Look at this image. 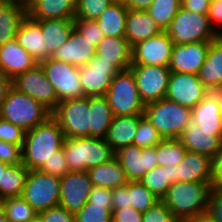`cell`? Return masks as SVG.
<instances>
[{
    "label": "cell",
    "instance_id": "obj_1",
    "mask_svg": "<svg viewBox=\"0 0 222 222\" xmlns=\"http://www.w3.org/2000/svg\"><path fill=\"white\" fill-rule=\"evenodd\" d=\"M211 182L172 183L162 202L171 210L178 222H187L207 213Z\"/></svg>",
    "mask_w": 222,
    "mask_h": 222
},
{
    "label": "cell",
    "instance_id": "obj_2",
    "mask_svg": "<svg viewBox=\"0 0 222 222\" xmlns=\"http://www.w3.org/2000/svg\"><path fill=\"white\" fill-rule=\"evenodd\" d=\"M65 135L58 122L50 116L45 122L26 131L22 145V164L39 170L45 160L63 147Z\"/></svg>",
    "mask_w": 222,
    "mask_h": 222
},
{
    "label": "cell",
    "instance_id": "obj_3",
    "mask_svg": "<svg viewBox=\"0 0 222 222\" xmlns=\"http://www.w3.org/2000/svg\"><path fill=\"white\" fill-rule=\"evenodd\" d=\"M63 151L70 171H87L115 157L105 139L93 137L65 138Z\"/></svg>",
    "mask_w": 222,
    "mask_h": 222
},
{
    "label": "cell",
    "instance_id": "obj_4",
    "mask_svg": "<svg viewBox=\"0 0 222 222\" xmlns=\"http://www.w3.org/2000/svg\"><path fill=\"white\" fill-rule=\"evenodd\" d=\"M51 113L42 103L11 86L2 104L0 117L26 132L45 122Z\"/></svg>",
    "mask_w": 222,
    "mask_h": 222
},
{
    "label": "cell",
    "instance_id": "obj_5",
    "mask_svg": "<svg viewBox=\"0 0 222 222\" xmlns=\"http://www.w3.org/2000/svg\"><path fill=\"white\" fill-rule=\"evenodd\" d=\"M143 114L163 139H178L192 121L190 108L177 104L166 97L146 104Z\"/></svg>",
    "mask_w": 222,
    "mask_h": 222
},
{
    "label": "cell",
    "instance_id": "obj_6",
    "mask_svg": "<svg viewBox=\"0 0 222 222\" xmlns=\"http://www.w3.org/2000/svg\"><path fill=\"white\" fill-rule=\"evenodd\" d=\"M165 32L174 44L211 42L219 36L212 28L208 14H198L182 7Z\"/></svg>",
    "mask_w": 222,
    "mask_h": 222
},
{
    "label": "cell",
    "instance_id": "obj_7",
    "mask_svg": "<svg viewBox=\"0 0 222 222\" xmlns=\"http://www.w3.org/2000/svg\"><path fill=\"white\" fill-rule=\"evenodd\" d=\"M114 116H132L144 113L134 75L130 69L119 71L111 80L106 93Z\"/></svg>",
    "mask_w": 222,
    "mask_h": 222
},
{
    "label": "cell",
    "instance_id": "obj_8",
    "mask_svg": "<svg viewBox=\"0 0 222 222\" xmlns=\"http://www.w3.org/2000/svg\"><path fill=\"white\" fill-rule=\"evenodd\" d=\"M21 196L38 214L56 207L60 199V178L39 170H29Z\"/></svg>",
    "mask_w": 222,
    "mask_h": 222
},
{
    "label": "cell",
    "instance_id": "obj_9",
    "mask_svg": "<svg viewBox=\"0 0 222 222\" xmlns=\"http://www.w3.org/2000/svg\"><path fill=\"white\" fill-rule=\"evenodd\" d=\"M51 116L60 125L65 138L89 137L88 96L59 102Z\"/></svg>",
    "mask_w": 222,
    "mask_h": 222
},
{
    "label": "cell",
    "instance_id": "obj_10",
    "mask_svg": "<svg viewBox=\"0 0 222 222\" xmlns=\"http://www.w3.org/2000/svg\"><path fill=\"white\" fill-rule=\"evenodd\" d=\"M39 64L53 85L59 102L85 96L78 66L52 58L43 60Z\"/></svg>",
    "mask_w": 222,
    "mask_h": 222
},
{
    "label": "cell",
    "instance_id": "obj_11",
    "mask_svg": "<svg viewBox=\"0 0 222 222\" xmlns=\"http://www.w3.org/2000/svg\"><path fill=\"white\" fill-rule=\"evenodd\" d=\"M141 101L146 105L166 97L171 70L165 66L131 65Z\"/></svg>",
    "mask_w": 222,
    "mask_h": 222
},
{
    "label": "cell",
    "instance_id": "obj_12",
    "mask_svg": "<svg viewBox=\"0 0 222 222\" xmlns=\"http://www.w3.org/2000/svg\"><path fill=\"white\" fill-rule=\"evenodd\" d=\"M12 86L42 103L51 112L59 103L54 87L40 64L18 75L12 80Z\"/></svg>",
    "mask_w": 222,
    "mask_h": 222
},
{
    "label": "cell",
    "instance_id": "obj_13",
    "mask_svg": "<svg viewBox=\"0 0 222 222\" xmlns=\"http://www.w3.org/2000/svg\"><path fill=\"white\" fill-rule=\"evenodd\" d=\"M92 187L87 171H69L60 178L59 206L75 215L87 203Z\"/></svg>",
    "mask_w": 222,
    "mask_h": 222
},
{
    "label": "cell",
    "instance_id": "obj_14",
    "mask_svg": "<svg viewBox=\"0 0 222 222\" xmlns=\"http://www.w3.org/2000/svg\"><path fill=\"white\" fill-rule=\"evenodd\" d=\"M198 75L171 71L166 98L192 109L208 93Z\"/></svg>",
    "mask_w": 222,
    "mask_h": 222
},
{
    "label": "cell",
    "instance_id": "obj_15",
    "mask_svg": "<svg viewBox=\"0 0 222 222\" xmlns=\"http://www.w3.org/2000/svg\"><path fill=\"white\" fill-rule=\"evenodd\" d=\"M173 45L166 32L140 42L132 47L131 65L169 67Z\"/></svg>",
    "mask_w": 222,
    "mask_h": 222
},
{
    "label": "cell",
    "instance_id": "obj_16",
    "mask_svg": "<svg viewBox=\"0 0 222 222\" xmlns=\"http://www.w3.org/2000/svg\"><path fill=\"white\" fill-rule=\"evenodd\" d=\"M82 91L85 96L106 95L111 80L119 70L109 62L100 60L96 55L79 67Z\"/></svg>",
    "mask_w": 222,
    "mask_h": 222
},
{
    "label": "cell",
    "instance_id": "obj_17",
    "mask_svg": "<svg viewBox=\"0 0 222 222\" xmlns=\"http://www.w3.org/2000/svg\"><path fill=\"white\" fill-rule=\"evenodd\" d=\"M128 181H140L144 174L158 166L156 146L140 148L128 145L115 152Z\"/></svg>",
    "mask_w": 222,
    "mask_h": 222
},
{
    "label": "cell",
    "instance_id": "obj_18",
    "mask_svg": "<svg viewBox=\"0 0 222 222\" xmlns=\"http://www.w3.org/2000/svg\"><path fill=\"white\" fill-rule=\"evenodd\" d=\"M209 45L210 42L174 44L169 69L198 75L207 57Z\"/></svg>",
    "mask_w": 222,
    "mask_h": 222
},
{
    "label": "cell",
    "instance_id": "obj_19",
    "mask_svg": "<svg viewBox=\"0 0 222 222\" xmlns=\"http://www.w3.org/2000/svg\"><path fill=\"white\" fill-rule=\"evenodd\" d=\"M187 151L212 158L222 145V131L202 130L191 121L178 138Z\"/></svg>",
    "mask_w": 222,
    "mask_h": 222
},
{
    "label": "cell",
    "instance_id": "obj_20",
    "mask_svg": "<svg viewBox=\"0 0 222 222\" xmlns=\"http://www.w3.org/2000/svg\"><path fill=\"white\" fill-rule=\"evenodd\" d=\"M96 48L74 28L68 40L51 55V58L80 67L88 64L96 55Z\"/></svg>",
    "mask_w": 222,
    "mask_h": 222
},
{
    "label": "cell",
    "instance_id": "obj_21",
    "mask_svg": "<svg viewBox=\"0 0 222 222\" xmlns=\"http://www.w3.org/2000/svg\"><path fill=\"white\" fill-rule=\"evenodd\" d=\"M38 64L15 40L0 46V71L11 81Z\"/></svg>",
    "mask_w": 222,
    "mask_h": 222
},
{
    "label": "cell",
    "instance_id": "obj_22",
    "mask_svg": "<svg viewBox=\"0 0 222 222\" xmlns=\"http://www.w3.org/2000/svg\"><path fill=\"white\" fill-rule=\"evenodd\" d=\"M14 40L24 48L37 63L51 58V54L44 44L40 24L28 14L22 20Z\"/></svg>",
    "mask_w": 222,
    "mask_h": 222
},
{
    "label": "cell",
    "instance_id": "obj_23",
    "mask_svg": "<svg viewBox=\"0 0 222 222\" xmlns=\"http://www.w3.org/2000/svg\"><path fill=\"white\" fill-rule=\"evenodd\" d=\"M178 181L211 182V158L187 151L183 160L175 165L174 183Z\"/></svg>",
    "mask_w": 222,
    "mask_h": 222
},
{
    "label": "cell",
    "instance_id": "obj_24",
    "mask_svg": "<svg viewBox=\"0 0 222 222\" xmlns=\"http://www.w3.org/2000/svg\"><path fill=\"white\" fill-rule=\"evenodd\" d=\"M162 32L155 20L146 11L128 9L125 20V38L131 48Z\"/></svg>",
    "mask_w": 222,
    "mask_h": 222
},
{
    "label": "cell",
    "instance_id": "obj_25",
    "mask_svg": "<svg viewBox=\"0 0 222 222\" xmlns=\"http://www.w3.org/2000/svg\"><path fill=\"white\" fill-rule=\"evenodd\" d=\"M27 14L34 20L74 19L76 0H30Z\"/></svg>",
    "mask_w": 222,
    "mask_h": 222
},
{
    "label": "cell",
    "instance_id": "obj_26",
    "mask_svg": "<svg viewBox=\"0 0 222 222\" xmlns=\"http://www.w3.org/2000/svg\"><path fill=\"white\" fill-rule=\"evenodd\" d=\"M26 16V3L17 0L0 2V46L15 39V34Z\"/></svg>",
    "mask_w": 222,
    "mask_h": 222
},
{
    "label": "cell",
    "instance_id": "obj_27",
    "mask_svg": "<svg viewBox=\"0 0 222 222\" xmlns=\"http://www.w3.org/2000/svg\"><path fill=\"white\" fill-rule=\"evenodd\" d=\"M131 51L132 48L125 37L105 36L96 48V56L111 63L119 71H124L131 66Z\"/></svg>",
    "mask_w": 222,
    "mask_h": 222
},
{
    "label": "cell",
    "instance_id": "obj_28",
    "mask_svg": "<svg viewBox=\"0 0 222 222\" xmlns=\"http://www.w3.org/2000/svg\"><path fill=\"white\" fill-rule=\"evenodd\" d=\"M191 117L202 130L222 131V109L213 91L191 109Z\"/></svg>",
    "mask_w": 222,
    "mask_h": 222
},
{
    "label": "cell",
    "instance_id": "obj_29",
    "mask_svg": "<svg viewBox=\"0 0 222 222\" xmlns=\"http://www.w3.org/2000/svg\"><path fill=\"white\" fill-rule=\"evenodd\" d=\"M198 76L210 91L222 86V35L210 42L207 57Z\"/></svg>",
    "mask_w": 222,
    "mask_h": 222
},
{
    "label": "cell",
    "instance_id": "obj_30",
    "mask_svg": "<svg viewBox=\"0 0 222 222\" xmlns=\"http://www.w3.org/2000/svg\"><path fill=\"white\" fill-rule=\"evenodd\" d=\"M143 116L144 114L113 117L105 140L115 152L133 144L139 120Z\"/></svg>",
    "mask_w": 222,
    "mask_h": 222
},
{
    "label": "cell",
    "instance_id": "obj_31",
    "mask_svg": "<svg viewBox=\"0 0 222 222\" xmlns=\"http://www.w3.org/2000/svg\"><path fill=\"white\" fill-rule=\"evenodd\" d=\"M88 106L90 112L89 137L105 139L114 117L106 96H88Z\"/></svg>",
    "mask_w": 222,
    "mask_h": 222
},
{
    "label": "cell",
    "instance_id": "obj_32",
    "mask_svg": "<svg viewBox=\"0 0 222 222\" xmlns=\"http://www.w3.org/2000/svg\"><path fill=\"white\" fill-rule=\"evenodd\" d=\"M87 172L93 186L114 190L129 182L116 156L104 164L88 169Z\"/></svg>",
    "mask_w": 222,
    "mask_h": 222
},
{
    "label": "cell",
    "instance_id": "obj_33",
    "mask_svg": "<svg viewBox=\"0 0 222 222\" xmlns=\"http://www.w3.org/2000/svg\"><path fill=\"white\" fill-rule=\"evenodd\" d=\"M41 27L44 44L52 55L69 38L75 28L74 19L36 20Z\"/></svg>",
    "mask_w": 222,
    "mask_h": 222
},
{
    "label": "cell",
    "instance_id": "obj_34",
    "mask_svg": "<svg viewBox=\"0 0 222 222\" xmlns=\"http://www.w3.org/2000/svg\"><path fill=\"white\" fill-rule=\"evenodd\" d=\"M128 8L123 1H115L97 19L100 29L107 37H125V20Z\"/></svg>",
    "mask_w": 222,
    "mask_h": 222
},
{
    "label": "cell",
    "instance_id": "obj_35",
    "mask_svg": "<svg viewBox=\"0 0 222 222\" xmlns=\"http://www.w3.org/2000/svg\"><path fill=\"white\" fill-rule=\"evenodd\" d=\"M174 166H156L146 172L140 180L160 200L165 196L167 190L174 183Z\"/></svg>",
    "mask_w": 222,
    "mask_h": 222
},
{
    "label": "cell",
    "instance_id": "obj_36",
    "mask_svg": "<svg viewBox=\"0 0 222 222\" xmlns=\"http://www.w3.org/2000/svg\"><path fill=\"white\" fill-rule=\"evenodd\" d=\"M29 169L23 165H8L3 171L0 198L21 196Z\"/></svg>",
    "mask_w": 222,
    "mask_h": 222
},
{
    "label": "cell",
    "instance_id": "obj_37",
    "mask_svg": "<svg viewBox=\"0 0 222 222\" xmlns=\"http://www.w3.org/2000/svg\"><path fill=\"white\" fill-rule=\"evenodd\" d=\"M7 222H29L38 212L22 196L7 197L1 200Z\"/></svg>",
    "mask_w": 222,
    "mask_h": 222
},
{
    "label": "cell",
    "instance_id": "obj_38",
    "mask_svg": "<svg viewBox=\"0 0 222 222\" xmlns=\"http://www.w3.org/2000/svg\"><path fill=\"white\" fill-rule=\"evenodd\" d=\"M187 149L179 139L165 138L156 145L158 166L178 165L184 158Z\"/></svg>",
    "mask_w": 222,
    "mask_h": 222
},
{
    "label": "cell",
    "instance_id": "obj_39",
    "mask_svg": "<svg viewBox=\"0 0 222 222\" xmlns=\"http://www.w3.org/2000/svg\"><path fill=\"white\" fill-rule=\"evenodd\" d=\"M181 7V0H153L146 12L165 32Z\"/></svg>",
    "mask_w": 222,
    "mask_h": 222
},
{
    "label": "cell",
    "instance_id": "obj_40",
    "mask_svg": "<svg viewBox=\"0 0 222 222\" xmlns=\"http://www.w3.org/2000/svg\"><path fill=\"white\" fill-rule=\"evenodd\" d=\"M128 199L129 206L141 213L160 200L141 181L128 182Z\"/></svg>",
    "mask_w": 222,
    "mask_h": 222
},
{
    "label": "cell",
    "instance_id": "obj_41",
    "mask_svg": "<svg viewBox=\"0 0 222 222\" xmlns=\"http://www.w3.org/2000/svg\"><path fill=\"white\" fill-rule=\"evenodd\" d=\"M162 140L163 137L158 133L156 128L145 116H143L139 120L133 145H136L142 149L155 147Z\"/></svg>",
    "mask_w": 222,
    "mask_h": 222
},
{
    "label": "cell",
    "instance_id": "obj_42",
    "mask_svg": "<svg viewBox=\"0 0 222 222\" xmlns=\"http://www.w3.org/2000/svg\"><path fill=\"white\" fill-rule=\"evenodd\" d=\"M75 222H112V206L87 203L74 215Z\"/></svg>",
    "mask_w": 222,
    "mask_h": 222
},
{
    "label": "cell",
    "instance_id": "obj_43",
    "mask_svg": "<svg viewBox=\"0 0 222 222\" xmlns=\"http://www.w3.org/2000/svg\"><path fill=\"white\" fill-rule=\"evenodd\" d=\"M116 0H76L74 19L97 20L104 10Z\"/></svg>",
    "mask_w": 222,
    "mask_h": 222
},
{
    "label": "cell",
    "instance_id": "obj_44",
    "mask_svg": "<svg viewBox=\"0 0 222 222\" xmlns=\"http://www.w3.org/2000/svg\"><path fill=\"white\" fill-rule=\"evenodd\" d=\"M74 23L75 29L81 34V36L88 39L90 43L96 47L105 37L97 20L74 19Z\"/></svg>",
    "mask_w": 222,
    "mask_h": 222
},
{
    "label": "cell",
    "instance_id": "obj_45",
    "mask_svg": "<svg viewBox=\"0 0 222 222\" xmlns=\"http://www.w3.org/2000/svg\"><path fill=\"white\" fill-rule=\"evenodd\" d=\"M39 171L57 176L59 178L67 174L70 170L67 165L63 147L54 152V155H52L48 160H45Z\"/></svg>",
    "mask_w": 222,
    "mask_h": 222
},
{
    "label": "cell",
    "instance_id": "obj_46",
    "mask_svg": "<svg viewBox=\"0 0 222 222\" xmlns=\"http://www.w3.org/2000/svg\"><path fill=\"white\" fill-rule=\"evenodd\" d=\"M142 222H178L171 210L159 200L143 213Z\"/></svg>",
    "mask_w": 222,
    "mask_h": 222
},
{
    "label": "cell",
    "instance_id": "obj_47",
    "mask_svg": "<svg viewBox=\"0 0 222 222\" xmlns=\"http://www.w3.org/2000/svg\"><path fill=\"white\" fill-rule=\"evenodd\" d=\"M25 131L20 127L0 117V140L22 146L25 139Z\"/></svg>",
    "mask_w": 222,
    "mask_h": 222
},
{
    "label": "cell",
    "instance_id": "obj_48",
    "mask_svg": "<svg viewBox=\"0 0 222 222\" xmlns=\"http://www.w3.org/2000/svg\"><path fill=\"white\" fill-rule=\"evenodd\" d=\"M0 161L9 165L22 164V146L0 140Z\"/></svg>",
    "mask_w": 222,
    "mask_h": 222
},
{
    "label": "cell",
    "instance_id": "obj_49",
    "mask_svg": "<svg viewBox=\"0 0 222 222\" xmlns=\"http://www.w3.org/2000/svg\"><path fill=\"white\" fill-rule=\"evenodd\" d=\"M39 215L44 222H75L74 215L59 205L42 211Z\"/></svg>",
    "mask_w": 222,
    "mask_h": 222
},
{
    "label": "cell",
    "instance_id": "obj_50",
    "mask_svg": "<svg viewBox=\"0 0 222 222\" xmlns=\"http://www.w3.org/2000/svg\"><path fill=\"white\" fill-rule=\"evenodd\" d=\"M207 214L217 222H222V188L211 189Z\"/></svg>",
    "mask_w": 222,
    "mask_h": 222
},
{
    "label": "cell",
    "instance_id": "obj_51",
    "mask_svg": "<svg viewBox=\"0 0 222 222\" xmlns=\"http://www.w3.org/2000/svg\"><path fill=\"white\" fill-rule=\"evenodd\" d=\"M88 202L98 206H112V190L93 186L89 194Z\"/></svg>",
    "mask_w": 222,
    "mask_h": 222
},
{
    "label": "cell",
    "instance_id": "obj_52",
    "mask_svg": "<svg viewBox=\"0 0 222 222\" xmlns=\"http://www.w3.org/2000/svg\"><path fill=\"white\" fill-rule=\"evenodd\" d=\"M143 213L132 206L116 209L112 212V222H142Z\"/></svg>",
    "mask_w": 222,
    "mask_h": 222
},
{
    "label": "cell",
    "instance_id": "obj_53",
    "mask_svg": "<svg viewBox=\"0 0 222 222\" xmlns=\"http://www.w3.org/2000/svg\"><path fill=\"white\" fill-rule=\"evenodd\" d=\"M211 187L222 188V145L211 158Z\"/></svg>",
    "mask_w": 222,
    "mask_h": 222
},
{
    "label": "cell",
    "instance_id": "obj_54",
    "mask_svg": "<svg viewBox=\"0 0 222 222\" xmlns=\"http://www.w3.org/2000/svg\"><path fill=\"white\" fill-rule=\"evenodd\" d=\"M129 206L128 183L112 190V212Z\"/></svg>",
    "mask_w": 222,
    "mask_h": 222
},
{
    "label": "cell",
    "instance_id": "obj_55",
    "mask_svg": "<svg viewBox=\"0 0 222 222\" xmlns=\"http://www.w3.org/2000/svg\"><path fill=\"white\" fill-rule=\"evenodd\" d=\"M208 17H209L212 28L219 35H222V31L221 30L219 31V29H217L216 26L214 25V24H220V26H221V24H222V0H211L210 1Z\"/></svg>",
    "mask_w": 222,
    "mask_h": 222
},
{
    "label": "cell",
    "instance_id": "obj_56",
    "mask_svg": "<svg viewBox=\"0 0 222 222\" xmlns=\"http://www.w3.org/2000/svg\"><path fill=\"white\" fill-rule=\"evenodd\" d=\"M211 0H181V7L198 13L208 14Z\"/></svg>",
    "mask_w": 222,
    "mask_h": 222
},
{
    "label": "cell",
    "instance_id": "obj_57",
    "mask_svg": "<svg viewBox=\"0 0 222 222\" xmlns=\"http://www.w3.org/2000/svg\"><path fill=\"white\" fill-rule=\"evenodd\" d=\"M153 0H123L124 5L131 10L146 11Z\"/></svg>",
    "mask_w": 222,
    "mask_h": 222
},
{
    "label": "cell",
    "instance_id": "obj_58",
    "mask_svg": "<svg viewBox=\"0 0 222 222\" xmlns=\"http://www.w3.org/2000/svg\"><path fill=\"white\" fill-rule=\"evenodd\" d=\"M12 81L0 71V110Z\"/></svg>",
    "mask_w": 222,
    "mask_h": 222
},
{
    "label": "cell",
    "instance_id": "obj_59",
    "mask_svg": "<svg viewBox=\"0 0 222 222\" xmlns=\"http://www.w3.org/2000/svg\"><path fill=\"white\" fill-rule=\"evenodd\" d=\"M187 222H217V221L213 219L209 214L205 213Z\"/></svg>",
    "mask_w": 222,
    "mask_h": 222
},
{
    "label": "cell",
    "instance_id": "obj_60",
    "mask_svg": "<svg viewBox=\"0 0 222 222\" xmlns=\"http://www.w3.org/2000/svg\"><path fill=\"white\" fill-rule=\"evenodd\" d=\"M213 92L217 96L219 104H220L221 109H222V86L218 87L217 89H214Z\"/></svg>",
    "mask_w": 222,
    "mask_h": 222
},
{
    "label": "cell",
    "instance_id": "obj_61",
    "mask_svg": "<svg viewBox=\"0 0 222 222\" xmlns=\"http://www.w3.org/2000/svg\"><path fill=\"white\" fill-rule=\"evenodd\" d=\"M9 164L0 161V184H2L3 171Z\"/></svg>",
    "mask_w": 222,
    "mask_h": 222
},
{
    "label": "cell",
    "instance_id": "obj_62",
    "mask_svg": "<svg viewBox=\"0 0 222 222\" xmlns=\"http://www.w3.org/2000/svg\"><path fill=\"white\" fill-rule=\"evenodd\" d=\"M0 222H7L2 205H0Z\"/></svg>",
    "mask_w": 222,
    "mask_h": 222
},
{
    "label": "cell",
    "instance_id": "obj_63",
    "mask_svg": "<svg viewBox=\"0 0 222 222\" xmlns=\"http://www.w3.org/2000/svg\"><path fill=\"white\" fill-rule=\"evenodd\" d=\"M29 222H44V220L42 219V217L38 214L34 219H32Z\"/></svg>",
    "mask_w": 222,
    "mask_h": 222
},
{
    "label": "cell",
    "instance_id": "obj_64",
    "mask_svg": "<svg viewBox=\"0 0 222 222\" xmlns=\"http://www.w3.org/2000/svg\"><path fill=\"white\" fill-rule=\"evenodd\" d=\"M17 1H21V2H23V3H28L30 0H17Z\"/></svg>",
    "mask_w": 222,
    "mask_h": 222
}]
</instances>
